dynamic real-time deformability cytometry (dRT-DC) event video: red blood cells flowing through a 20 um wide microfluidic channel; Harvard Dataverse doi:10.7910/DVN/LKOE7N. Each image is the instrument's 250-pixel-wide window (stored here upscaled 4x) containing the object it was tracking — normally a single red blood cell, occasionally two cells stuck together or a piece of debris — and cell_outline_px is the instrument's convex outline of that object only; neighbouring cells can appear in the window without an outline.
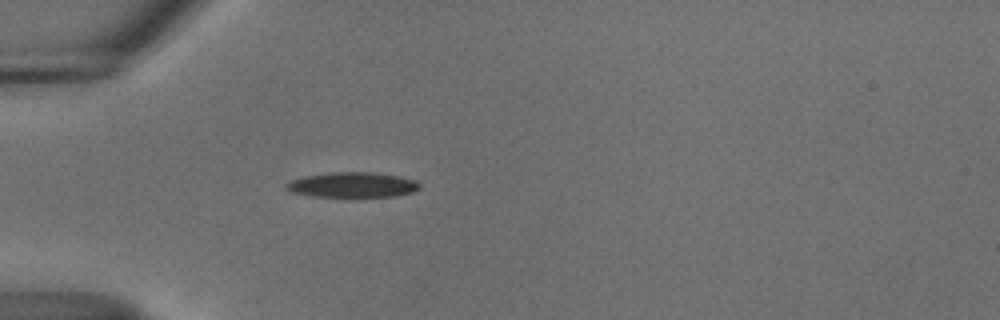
{"species": "common noctule bat (a hibernating species)", "species_latin": "Nyctalus noctula", "temperature_condition": "cold", "stored_images_in_passage": 11, "camera_frame_rate_fps": 3000, "um_per_image_px": 0.085, "animal": {"sex": "male", "body_mass_g": 18.8}, "frame": {"image": 1, "passage_image": 1, "time_ms": 0.0, "image_size_px": [1000, 320], "cell_outline_px": [[420, 188], [412, 192], [396, 196], [312, 196], [292, 192], [284, 188], [284, 184], [292, 180], [304, 176], [328, 172], [372, 172], [396, 176], [416, 180], [420, 184]], "centroid_in_image_um": [29.93, 15.7], "position_along_channel_um": 55.1, "area_um2": 19.42}}
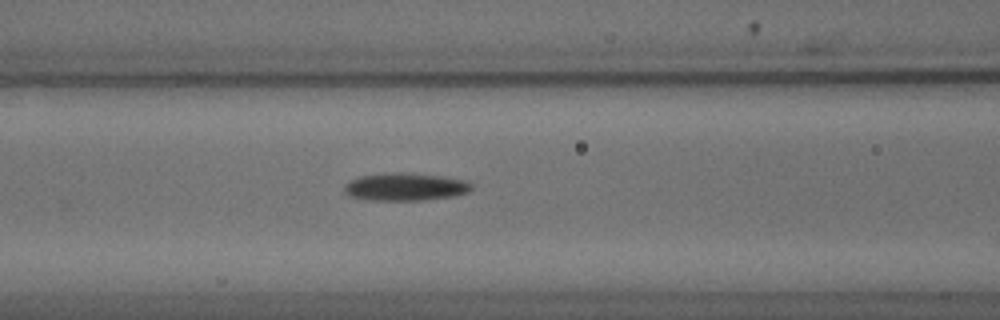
{"frame": {"image": 2, "passage_image": 8, "time_ms": 2.333, "image_size_px": [1000, 320], "cell_outline_px": [[472, 188], [468, 192], [452, 196], [424, 200], [372, 200], [348, 196], [344, 192], [344, 184], [360, 176], [388, 172], [396, 172], [440, 176], [464, 180], [472, 184]], "centroid_in_image_um": [34.41, 15.88], "position_along_channel_um": 132.2, "area_um2": 20.4}}
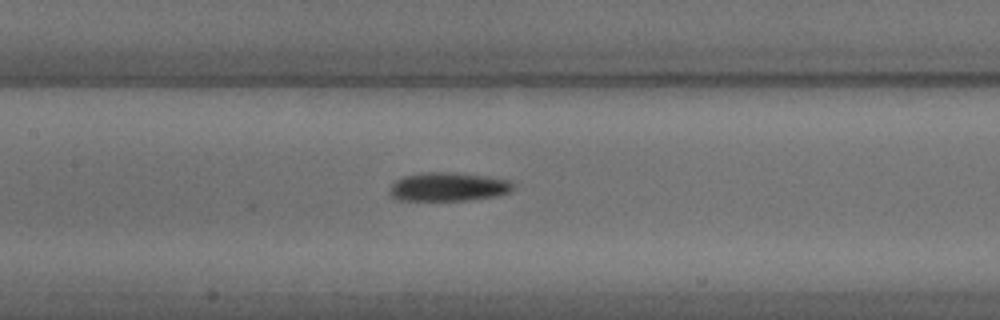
{"frame": {"image": 3, "passage_image": 11, "time_ms": 3.333, "image_size_px": [1000, 320], "cell_outline_px": [[516, 188], [508, 192], [496, 196], [468, 200], [396, 200], [388, 192], [388, 188], [396, 180], [404, 176], [420, 172], [460, 172], [488, 176], [512, 180], [516, 184]], "centroid_in_image_um": [38.13, 15.86], "position_along_channel_um": 169.3, "area_um2": 21.15}}